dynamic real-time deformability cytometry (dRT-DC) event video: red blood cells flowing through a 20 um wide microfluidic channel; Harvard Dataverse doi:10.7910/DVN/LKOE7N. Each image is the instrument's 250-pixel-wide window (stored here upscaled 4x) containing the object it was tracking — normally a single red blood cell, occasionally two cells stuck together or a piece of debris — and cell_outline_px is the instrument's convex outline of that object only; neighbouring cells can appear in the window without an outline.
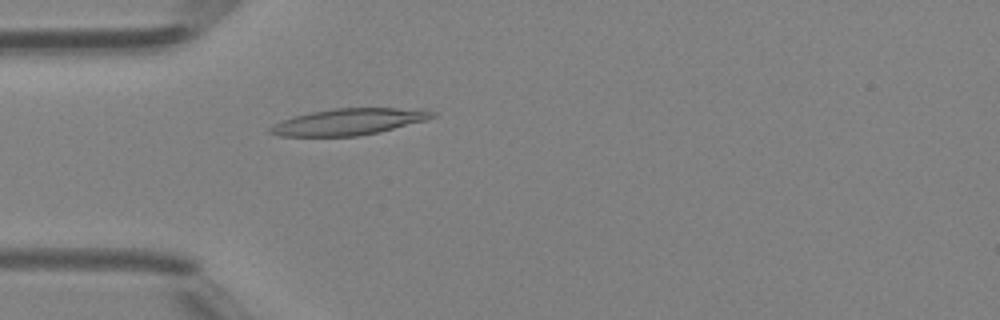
{"species": "Egyptian fruit bat (a non-hibernating species)", "species_latin": "Rousettus aegyptiacus", "temperature_condition": "room temperature", "stored_images_in_passage": 48, "camera_frame_rate_fps": 3000, "um_per_image_px": 0.085, "animal": {"sex": "female"}, "frame": {"image": 1, "passage_image": 14, "time_ms": 4.333, "image_size_px": [1000, 320], "cell_outline_px": [[436, 116], [424, 120], [380, 132], [356, 136], [280, 136], [268, 132], [268, 128], [272, 124], [296, 116], [312, 112], [332, 108], [424, 108], [436, 112]], "centroid_in_image_um": [29.68, 10.34], "position_along_channel_um": 55.3, "area_um2": 24.97}}
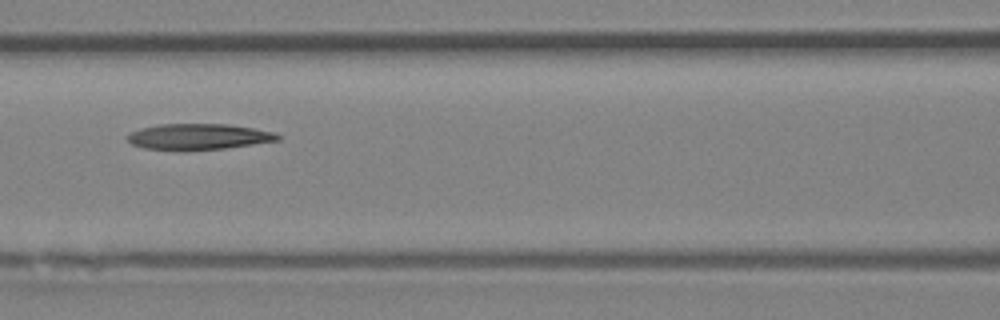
{"frame": {"image": 2, "passage_image": 21, "time_ms": 6.667, "image_size_px": [1000, 320], "cell_outline_px": [[280, 140], [224, 148], [144, 148], [132, 144], [128, 140], [128, 136], [132, 132], [140, 128], [160, 124], [228, 124], [276, 132], [280, 136]], "centroid_in_image_um": [16.93, 11.58], "position_along_channel_um": 149.7, "area_um2": 21.79}}
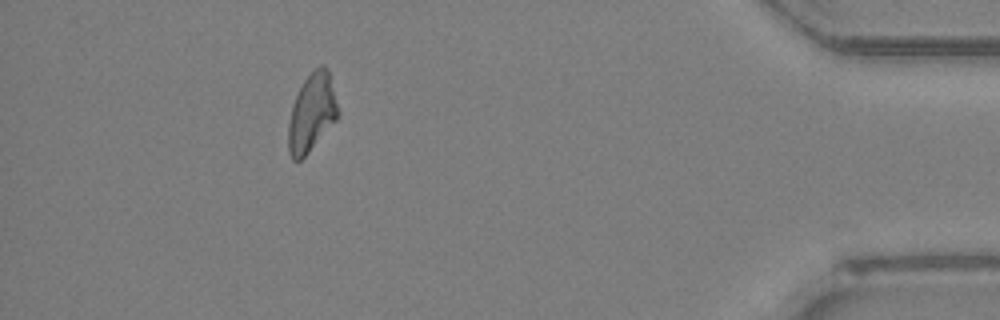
{"frame": {"image": 3, "passage_image": 43, "time_ms": 14.0, "image_size_px": [1000, 320], "cell_outline_px": [[340, 112], [336, 120], [308, 152], [300, 160], [292, 160], [288, 152], [288, 124], [292, 104], [304, 80], [320, 64], [324, 64], [328, 68]], "centroid_in_image_um": [26.5, 9.57], "position_along_channel_um": 408.7, "area_um2": 22.48}, "authors_computed_cell_mechanics": {"area_um2": 23.0333, "velocity_mm_per_s": 4.2951, "shape_relaxation_time_tau1_ms": null, "shape_relaxation_time_tau2_ms": 5.6072, "deformation_change_tau1": null, "deformation_change_tau2": 0.1671}}